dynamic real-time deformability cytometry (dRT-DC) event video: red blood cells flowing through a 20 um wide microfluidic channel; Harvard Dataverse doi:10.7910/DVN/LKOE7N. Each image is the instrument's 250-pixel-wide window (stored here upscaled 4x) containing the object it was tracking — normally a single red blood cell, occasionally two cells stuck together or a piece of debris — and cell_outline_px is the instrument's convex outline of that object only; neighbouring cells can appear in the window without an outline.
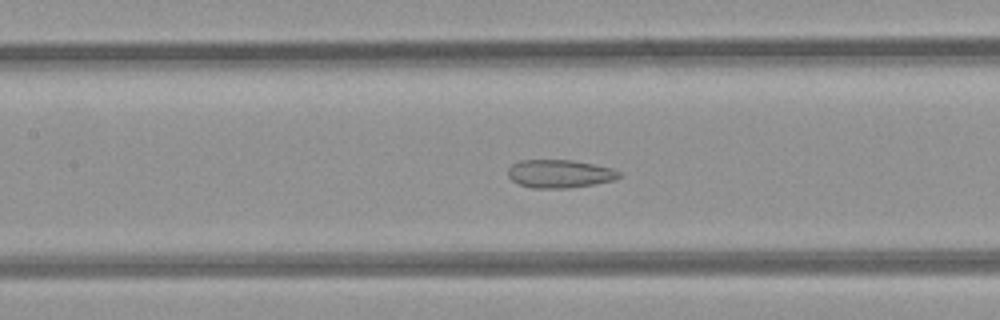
{"species": "common noctule bat (a hibernating species)", "species_latin": "Nyctalus noctula", "temperature_condition": "room temperature", "stored_images_in_passage": 44, "camera_frame_rate_fps": 3000, "um_per_image_px": 0.085, "animal": {"sex": "female", "body_mass_g": 21.9}, "frame": {"image": 1, "passage_image": 18, "time_ms": 5.667, "image_size_px": [1000, 320], "cell_outline_px": [[620, 176], [612, 180], [592, 184], [568, 188], [532, 188], [520, 184], [512, 180], [508, 176], [508, 168], [512, 164], [520, 160], [572, 160], [612, 168], [620, 172]], "centroid_in_image_um": [47.53, 14.76], "position_along_channel_um": 159.9, "area_um2": 18.03}}
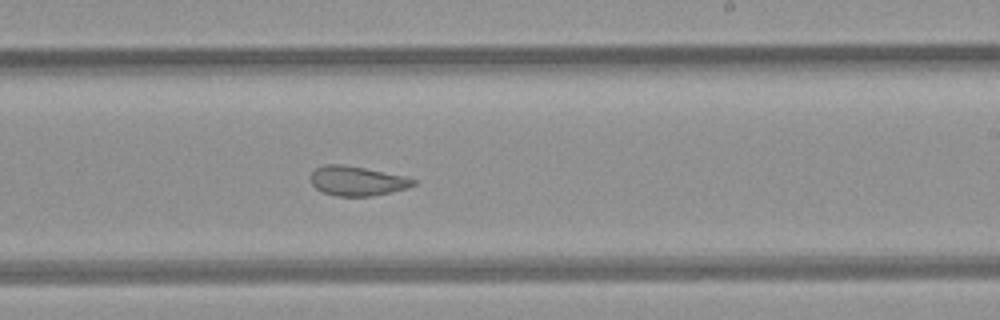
{"frame": {"image": 2, "passage_image": 25, "time_ms": 8.0, "image_size_px": [1000, 320], "cell_outline_px": [[416, 184], [408, 188], [372, 196], [336, 196], [324, 192], [316, 188], [312, 184], [308, 176], [316, 168], [324, 164], [340, 164], [364, 168], [404, 176], [416, 180]], "centroid_in_image_um": [30.32, 15.38], "position_along_channel_um": 258.7, "area_um2": 17.63}}
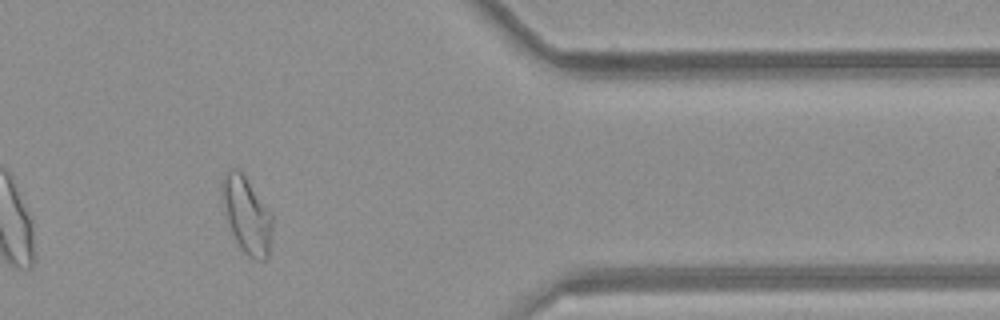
{"frame": {"image": 3, "passage_image": 36, "time_ms": 11.667, "image_size_px": [1000, 320], "cell_outline_px": [[272, 228], [268, 260], [256, 260], [248, 256], [240, 248], [232, 232], [228, 220], [220, 188], [224, 176], [232, 168], [236, 168], [244, 172], [272, 216]], "centroid_in_image_um": [20.99, 18.28], "position_along_channel_um": 390.4, "area_um2": 22.14}, "authors_computed_cell_mechanics": {"area_um2": 22.0796, "velocity_mm_per_s": 4.2465, "shape_relaxation_time_tau1_ms": null, "shape_relaxation_time_tau2_ms": 1.5914, "deformation_change_tau1": null, "deformation_change_tau2": 0.0855}}